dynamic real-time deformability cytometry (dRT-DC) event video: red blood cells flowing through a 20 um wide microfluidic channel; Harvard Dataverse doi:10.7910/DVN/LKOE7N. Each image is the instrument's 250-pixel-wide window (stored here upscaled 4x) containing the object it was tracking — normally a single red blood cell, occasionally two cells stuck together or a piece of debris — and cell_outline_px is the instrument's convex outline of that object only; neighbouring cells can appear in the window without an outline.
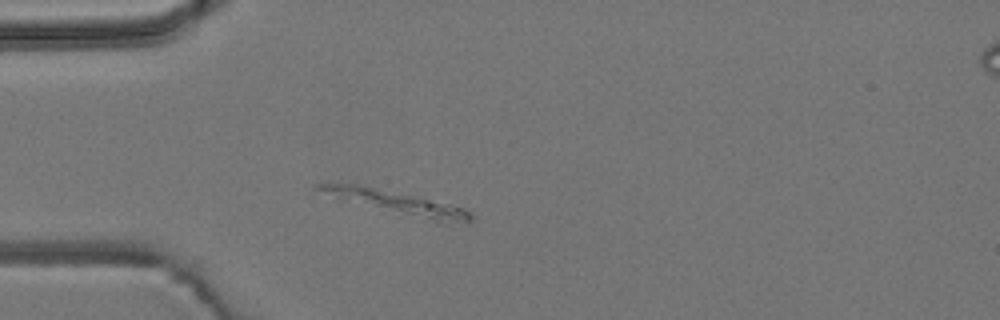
{"species": "common noctule bat (a hibernating species)", "species_latin": "Nyctalus noctula", "temperature_condition": "room temperature", "stored_images_in_passage": 3, "camera_frame_rate_fps": 3000, "um_per_image_px": 0.085, "animal": {"sex": "male", "body_mass_g": 19.2, "forearm_length_mm": 51.8}, "frame": {"image": 1, "passage_image": 2, "time_ms": 1.667, "image_size_px": [1000, 320], "cell_outline_px": [[472, 220], [468, 224], [444, 224], [344, 200], [312, 188], [312, 184], [356, 184], [412, 196], [448, 204], [464, 208], [472, 216]], "centroid_in_image_um": [33.83, 17.26], "position_along_channel_um": 51.2, "area_um2": 19.83}}